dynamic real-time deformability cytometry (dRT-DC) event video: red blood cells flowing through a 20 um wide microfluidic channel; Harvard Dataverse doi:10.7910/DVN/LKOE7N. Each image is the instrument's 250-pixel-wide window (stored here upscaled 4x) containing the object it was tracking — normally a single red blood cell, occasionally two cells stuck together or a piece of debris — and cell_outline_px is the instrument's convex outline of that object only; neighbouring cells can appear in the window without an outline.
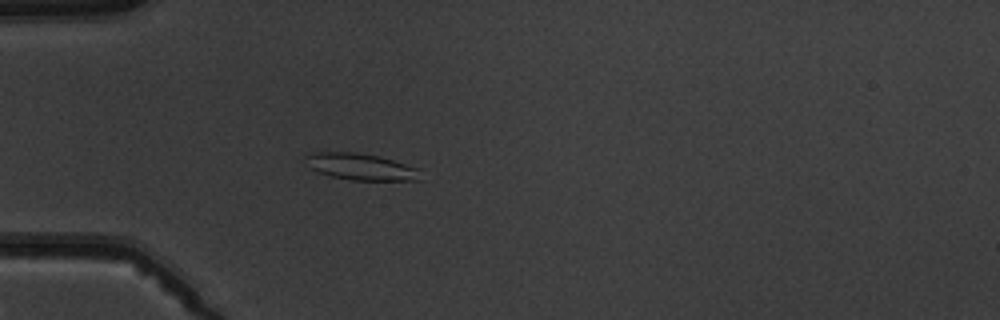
{"species": "common noctule bat (a hibernating species)", "species_latin": "Nyctalus noctula", "temperature_condition": "warm", "stored_images_in_passage": 1, "camera_frame_rate_fps": 3000, "um_per_image_px": 0.085, "animal": {"sex": "male", "body_mass_g": 19.5, "forearm_length_mm": 54.6}, "frame": {"image": 1, "passage_image": 1, "time_ms": 0.0, "image_size_px": [1000, 320], "cell_outline_px": [[424, 180], [352, 180], [332, 176], [316, 172], [312, 168], [304, 156], [312, 152], [356, 152], [380, 156], [416, 168]], "centroid_in_image_um": [30.67, 14.17], "position_along_channel_um": 54.3, "area_um2": 17.63}}